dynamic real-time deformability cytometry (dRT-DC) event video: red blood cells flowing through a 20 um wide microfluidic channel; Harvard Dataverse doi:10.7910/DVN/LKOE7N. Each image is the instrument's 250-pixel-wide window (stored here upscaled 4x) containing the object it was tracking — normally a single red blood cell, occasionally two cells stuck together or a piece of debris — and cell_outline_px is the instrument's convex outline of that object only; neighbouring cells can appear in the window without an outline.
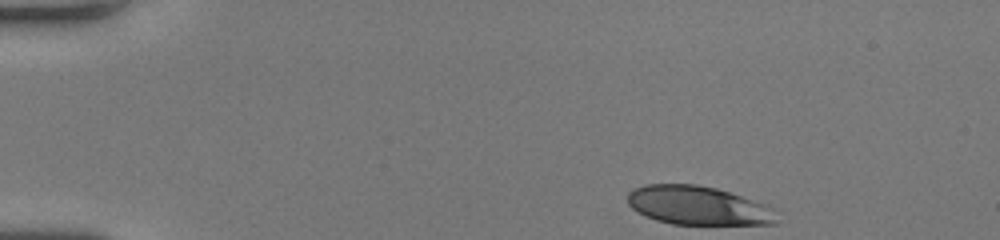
{"species": "human", "species_latin": "Homo sapiens", "temperature_condition": "room temperature", "stored_images_in_passage": 44, "camera_frame_rate_fps": 3000, "um_per_image_px": 0.085, "donor": {"sex": "female"}, "frame": {"image": 1, "passage_image": 1, "time_ms": 0.0, "image_size_px": [1000, 240], "cell_outline_px": [[776, 224], [672, 224], [656, 220], [644, 216], [632, 208], [628, 204], [628, 192], [632, 188], [644, 184], [696, 184], [716, 188], [768, 204], [772, 208], [776, 220]], "centroid_in_image_um": [59.3, 17.46], "position_along_channel_um": 25.7, "area_um2": 33.81}}
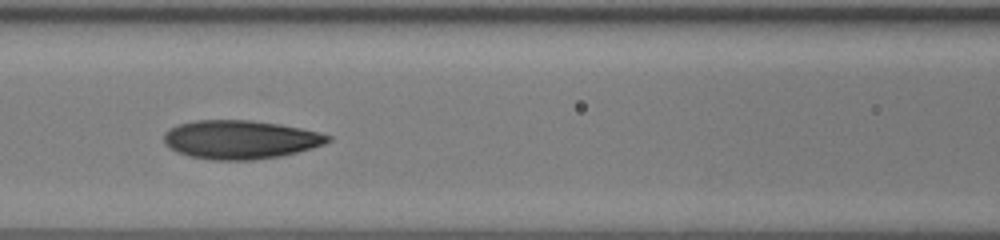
{"frame": {"image": 2, "passage_image": 17, "time_ms": 5.333, "image_size_px": [1000, 240], "cell_outline_px": [[332, 140], [324, 144], [312, 148], [280, 156], [252, 160], [212, 160], [188, 156], [176, 152], [164, 144], [164, 132], [168, 128], [176, 124], [196, 120], [252, 120], [280, 124], [320, 132], [332, 136]], "centroid_in_image_um": [20.4, 11.86], "position_along_channel_um": 146.2, "area_um2": 37.28}}
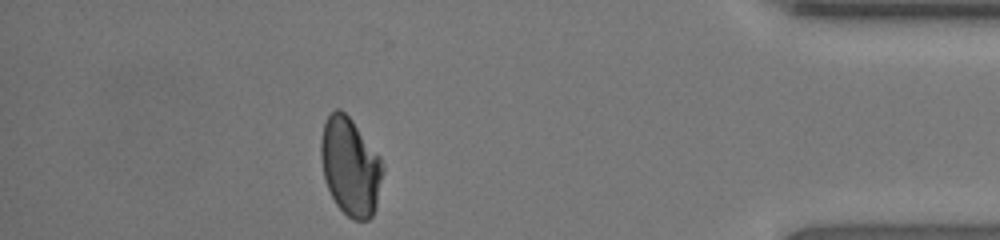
{"frame": {"image": 3, "passage_image": 39, "time_ms": 12.667, "image_size_px": [1000, 240], "cell_outline_px": [[384, 168], [376, 208], [372, 216], [368, 220], [352, 220], [336, 204], [324, 180], [320, 156], [320, 140], [324, 124], [328, 116], [336, 108], [340, 108], [352, 120], [380, 156]], "centroid_in_image_um": [29.77, 14.16], "position_along_channel_um": 405.4, "area_um2": 35.37}, "authors_computed_cell_mechanics": {"area_um2": 36.0672, "velocity_mm_per_s": 4.0742, "shape_relaxation_time_tau1_ms": 7.9991, "shape_relaxation_time_tau2_ms": 1.631, "deformation_change_tau1": 0.2275, "deformation_change_tau2": 0.0668}}